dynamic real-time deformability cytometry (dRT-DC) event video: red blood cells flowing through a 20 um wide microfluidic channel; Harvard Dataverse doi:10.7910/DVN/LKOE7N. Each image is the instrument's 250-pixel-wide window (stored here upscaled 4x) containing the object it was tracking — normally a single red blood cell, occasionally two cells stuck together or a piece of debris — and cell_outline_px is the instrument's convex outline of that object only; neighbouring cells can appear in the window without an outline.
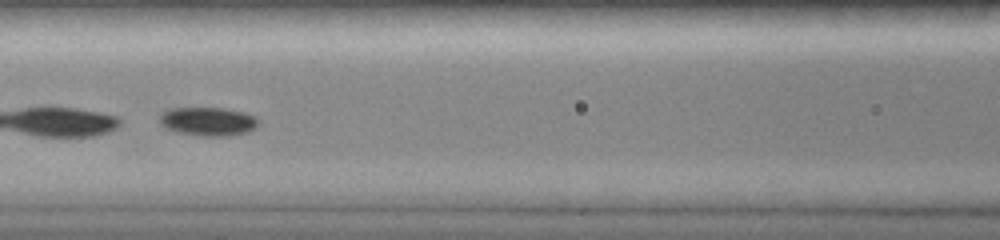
{"species": "common noctule bat (a hibernating species)", "species_latin": "Nyctalus noctula", "temperature_condition": "room temperature", "stored_images_in_passage": 43, "camera_frame_rate_fps": 3000, "um_per_image_px": 0.085, "animal": {"sex": "female", "body_mass_g": 19.0, "forearm_length_mm": 51.5}, "frame": {"image": 1, "passage_image": 20, "time_ms": 6.333, "image_size_px": [1000, 240], "cell_outline_px": [[260, 120], [256, 128], [248, 132], [228, 136], [200, 136], [180, 132], [164, 128], [160, 124], [160, 112], [168, 108], [224, 108], [244, 112], [256, 116]], "centroid_in_image_um": [17.7, 10.32], "position_along_channel_um": 148.9, "area_um2": 16.76}}
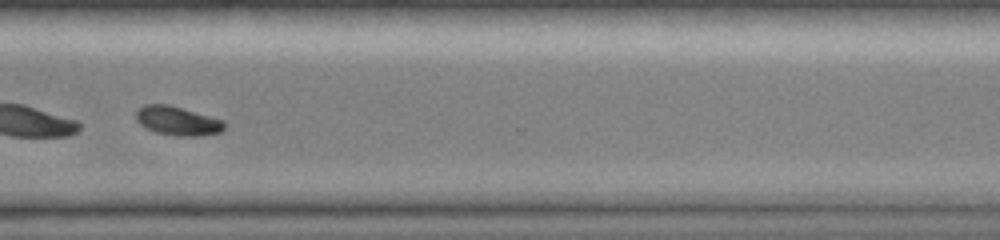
{"frame": {"image": 2, "passage_image": 35, "time_ms": 11.333, "image_size_px": [1000, 240], "cell_outline_px": [[224, 128], [220, 132], [200, 136], [176, 136], [156, 132], [140, 124], [136, 120], [136, 112], [144, 104], [168, 104], [224, 120]], "centroid_in_image_um": [15.09, 10.27], "position_along_channel_um": 355.5, "area_um2": 14.8}, "authors_computed_cell_mechanics": {"area_um2": 17.051, "velocity_mm_per_s": 4.1121, "shape_relaxation_time_tau1_ms": 0.3766, "shape_relaxation_time_tau2_ms": null, "deformation_change_tau1": 0.3308, "deformation_change_tau2": null}}